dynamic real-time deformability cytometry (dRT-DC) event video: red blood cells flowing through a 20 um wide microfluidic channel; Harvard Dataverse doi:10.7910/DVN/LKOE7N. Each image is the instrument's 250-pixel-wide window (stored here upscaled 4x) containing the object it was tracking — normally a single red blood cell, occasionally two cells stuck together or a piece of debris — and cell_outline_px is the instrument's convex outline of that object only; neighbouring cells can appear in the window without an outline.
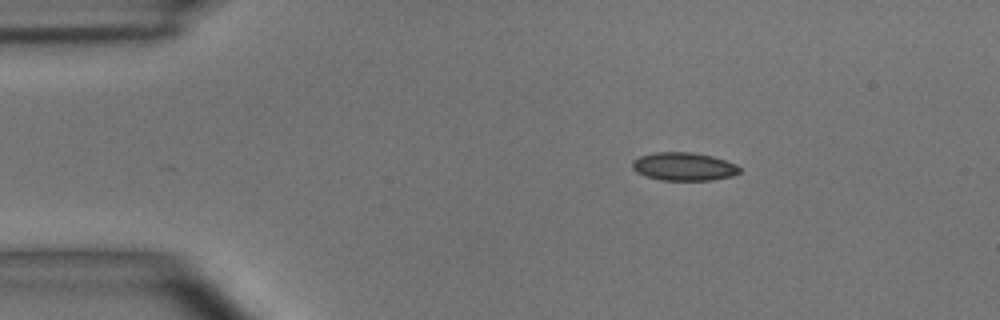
{"species": "common noctule bat (a hibernating species)", "species_latin": "Nyctalus noctula", "temperature_condition": "room temperature", "stored_images_in_passage": 4, "camera_frame_rate_fps": 3000, "um_per_image_px": 0.085, "animal": {"sex": "male", "body_mass_g": 15.6}, "frame": {"image": 1, "passage_image": 2, "time_ms": 0.333, "image_size_px": [1000, 320], "cell_outline_px": [[740, 172], [732, 176], [712, 180], [660, 180], [644, 176], [636, 172], [632, 168], [632, 160], [640, 156], [656, 152], [692, 152], [712, 156], [736, 164], [740, 168]], "centroid_in_image_um": [58.1, 14.16], "position_along_channel_um": 26.9, "area_um2": 17.69}}
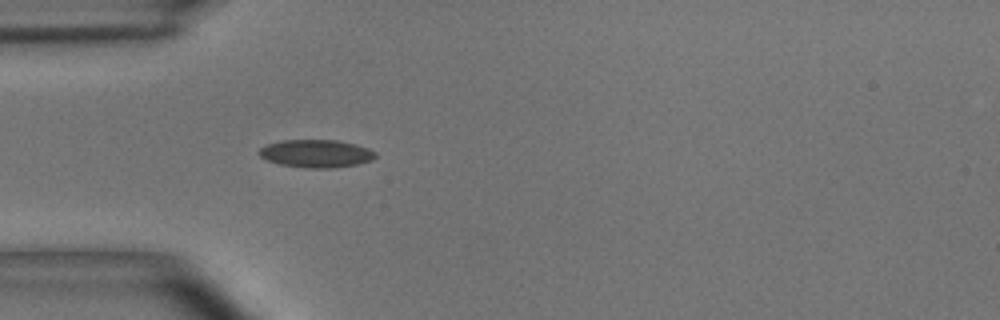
{"frame": {"image": 2, "passage_image": 4, "time_ms": 1.0, "image_size_px": [1000, 320], "cell_outline_px": [[376, 156], [372, 160], [356, 164], [336, 168], [304, 168], [280, 164], [268, 160], [260, 156], [256, 152], [260, 148], [268, 144], [280, 140], [336, 140], [356, 144], [368, 148], [376, 152]], "centroid_in_image_um": [26.87, 13.05], "position_along_channel_um": 58.1, "area_um2": 18.96}}